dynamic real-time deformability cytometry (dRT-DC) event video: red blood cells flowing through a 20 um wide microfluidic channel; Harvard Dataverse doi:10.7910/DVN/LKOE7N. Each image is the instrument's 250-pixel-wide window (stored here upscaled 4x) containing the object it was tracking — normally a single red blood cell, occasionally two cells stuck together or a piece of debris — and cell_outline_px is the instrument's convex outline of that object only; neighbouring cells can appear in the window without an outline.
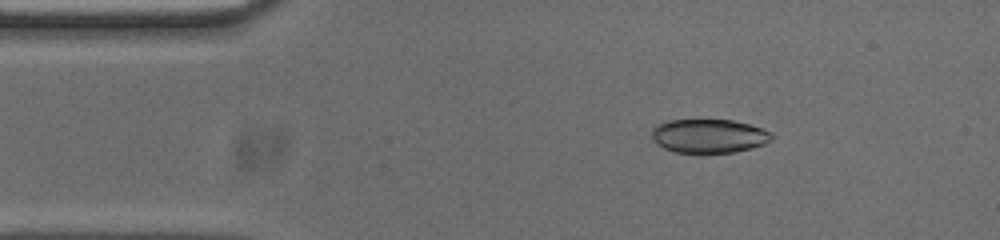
{"species": "common noctule bat (a hibernating species)", "species_latin": "Nyctalus noctula", "temperature_condition": "cold", "stored_images_in_passage": 46, "camera_frame_rate_fps": 3000, "um_per_image_px": 0.085, "animal": {"sex": "male", "body_mass_g": 20.0, "forearm_length_mm": 53.3}, "frame": {"image": 1, "passage_image": 1, "time_ms": 0.0, "image_size_px": [1000, 240], "cell_outline_px": [[772, 140], [764, 144], [752, 148], [736, 152], [704, 156], [700, 156], [676, 152], [664, 148], [656, 144], [652, 140], [652, 128], [656, 124], [668, 120], [732, 120], [764, 128], [772, 132]], "centroid_in_image_um": [60.24, 11.6], "position_along_channel_um": 24.8, "area_um2": 24.68}}
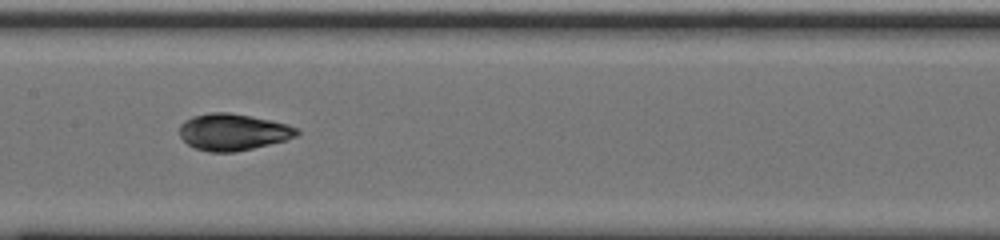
{"frame": {"image": 2, "passage_image": 18, "time_ms": 5.667, "image_size_px": [1000, 240], "cell_outline_px": [[300, 132], [296, 136], [284, 140], [236, 152], [208, 152], [196, 148], [188, 144], [180, 136], [180, 124], [184, 120], [192, 116], [212, 112], [228, 112], [252, 116], [288, 124], [300, 128]], "centroid_in_image_um": [19.8, 11.21], "position_along_channel_um": 187.6, "area_um2": 25.09}}
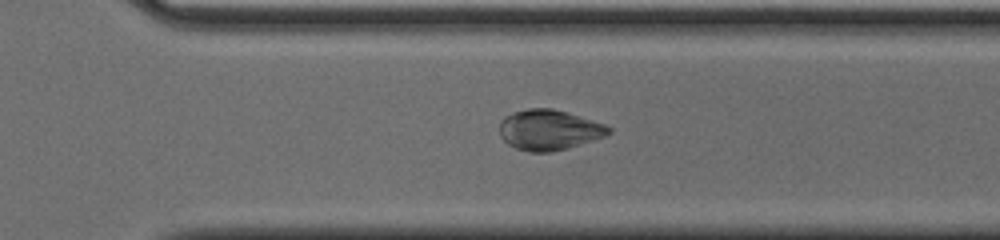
{"frame": {"image": 3, "passage_image": 29, "time_ms": 9.333, "image_size_px": [1000, 240], "cell_outline_px": [[612, 132], [604, 136], [568, 148], [552, 152], [528, 152], [516, 148], [508, 144], [500, 136], [500, 120], [504, 116], [512, 112], [528, 108], [552, 108], [568, 112], [604, 124], [612, 128]], "centroid_in_image_um": [46.64, 11.03], "position_along_channel_um": 324.0, "area_um2": 25.78}, "authors_computed_cell_mechanics": {"area_um2": 25.1719, "velocity_mm_per_s": 3.728, "shape_relaxation_time_tau1_ms": 4.6884, "shape_relaxation_time_tau2_ms": 0.9201, "deformation_change_tau1": 0.1573, "deformation_change_tau2": 0.0353}}